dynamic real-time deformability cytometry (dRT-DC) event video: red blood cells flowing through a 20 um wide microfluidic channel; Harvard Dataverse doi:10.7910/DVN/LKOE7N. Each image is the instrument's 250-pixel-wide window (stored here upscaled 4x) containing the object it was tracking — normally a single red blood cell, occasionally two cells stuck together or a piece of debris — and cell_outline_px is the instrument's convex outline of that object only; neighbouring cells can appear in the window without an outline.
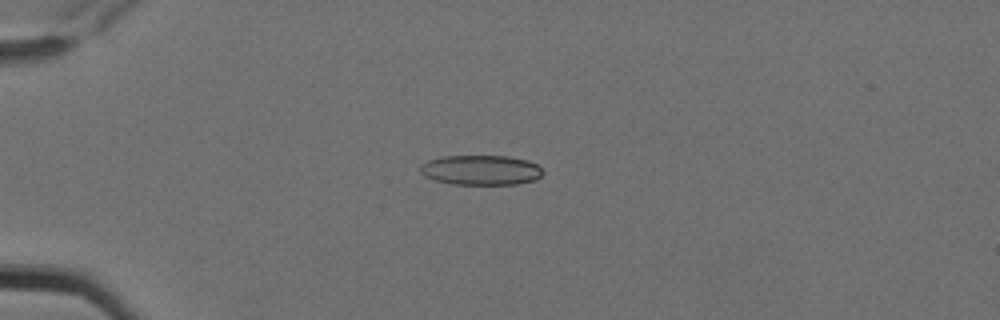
{"species": "Egyptian fruit bat (a non-hibernating species)", "species_latin": "Rousettus aegyptiacus", "temperature_condition": "cold", "stored_images_in_passage": 5, "camera_frame_rate_fps": 3000, "um_per_image_px": 0.085, "animal": {"sex": "female"}, "frame": {"image": 1, "passage_image": 5, "time_ms": 1.333, "image_size_px": [1000, 320], "cell_outline_px": [[544, 172], [536, 180], [516, 184], [452, 184], [436, 180], [424, 176], [420, 172], [420, 164], [428, 160], [444, 156], [508, 156], [528, 160], [536, 164]], "centroid_in_image_um": [40.87, 14.45], "position_along_channel_um": 44.1, "area_um2": 21.39}}